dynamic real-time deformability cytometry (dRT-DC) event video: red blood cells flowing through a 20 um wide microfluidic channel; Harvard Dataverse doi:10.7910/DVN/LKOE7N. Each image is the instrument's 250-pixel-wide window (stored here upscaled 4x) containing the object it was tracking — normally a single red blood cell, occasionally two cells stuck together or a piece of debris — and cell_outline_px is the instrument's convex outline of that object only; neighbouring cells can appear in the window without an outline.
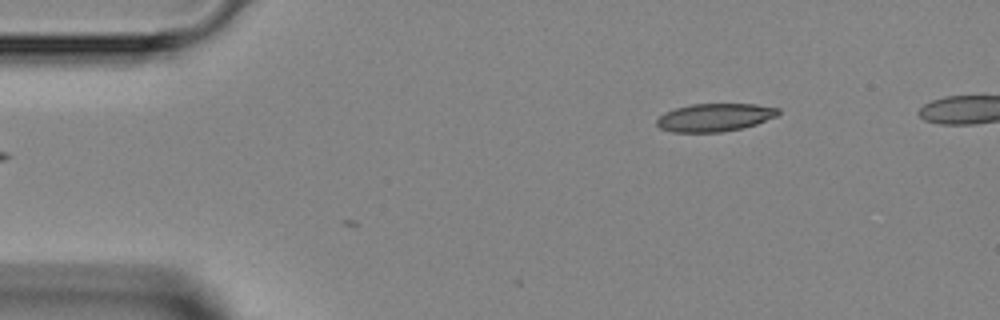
{"species": "Egyptian fruit bat (a non-hibernating species)", "species_latin": "Rousettus aegyptiacus", "temperature_condition": "room temperature", "stored_images_in_passage": 2, "camera_frame_rate_fps": 3000, "um_per_image_px": 0.085, "animal": {"sex": "female"}, "frame": {"image": 1, "passage_image": 1, "time_ms": 0.0, "image_size_px": [1000, 320], "cell_outline_px": [[780, 112], [776, 116], [756, 124], [740, 128], [720, 132], [672, 132], [660, 128], [656, 124], [656, 120], [664, 112], [676, 108], [692, 104], [756, 104], [780, 108]], "centroid_in_image_um": [60.74, 9.97], "position_along_channel_um": 24.3, "area_um2": 19.71}}